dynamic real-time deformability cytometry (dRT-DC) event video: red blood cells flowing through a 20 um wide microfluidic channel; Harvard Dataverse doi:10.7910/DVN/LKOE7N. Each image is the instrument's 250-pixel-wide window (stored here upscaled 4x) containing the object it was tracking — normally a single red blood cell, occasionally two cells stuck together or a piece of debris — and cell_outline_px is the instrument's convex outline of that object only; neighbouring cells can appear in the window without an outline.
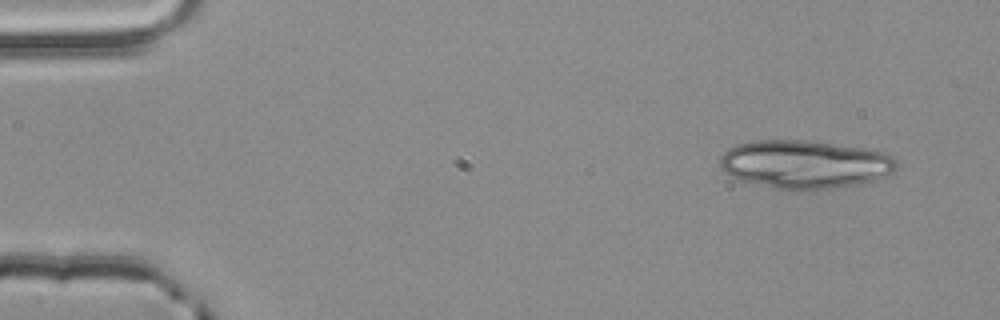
{"species": "common noctule bat (a hibernating species)", "species_latin": "Nyctalus noctula", "temperature_condition": "room temperature", "stored_images_in_passage": 4, "camera_frame_rate_fps": 3000, "um_per_image_px": 0.085, "animal": {"sex": "male", "body_mass_g": 20.4}, "frame": {"image": 1, "passage_image": 1, "time_ms": 0.0, "image_size_px": [1000, 320], "cell_outline_px": [[896, 168], [892, 172], [884, 176], [864, 184], [800, 192], [772, 188], [740, 180], [732, 176], [720, 164], [720, 156], [728, 148], [736, 144], [756, 140], [804, 140], [868, 148], [888, 152], [896, 160]], "centroid_in_image_um": [68.45, 13.98], "position_along_channel_um": 16.6, "area_um2": 50.34}}